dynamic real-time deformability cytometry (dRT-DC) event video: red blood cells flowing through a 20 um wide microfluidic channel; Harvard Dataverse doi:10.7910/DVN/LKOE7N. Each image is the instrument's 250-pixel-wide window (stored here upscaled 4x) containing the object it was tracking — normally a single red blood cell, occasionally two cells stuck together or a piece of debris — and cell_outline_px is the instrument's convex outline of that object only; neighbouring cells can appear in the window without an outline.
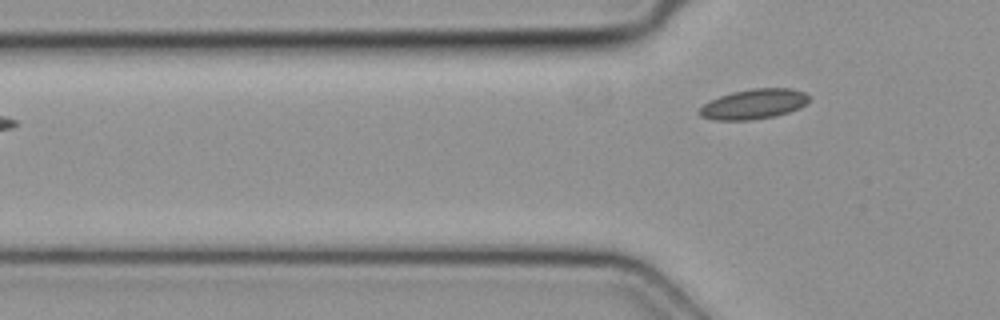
{"species": "common noctule bat (a hibernating species)", "species_latin": "Nyctalus noctula", "temperature_condition": "cold", "stored_images_in_passage": 3, "camera_frame_rate_fps": 3000, "um_per_image_px": 0.085, "animal": {"sex": "female", "body_mass_g": 19.3, "forearm_length_mm": 54.1}, "frame": {"image": 1, "passage_image": 3, "time_ms": 0.667, "image_size_px": [1000, 320], "cell_outline_px": [[812, 100], [800, 108], [776, 116], [752, 120], [716, 120], [700, 116], [696, 112], [704, 104], [720, 96], [732, 92], [752, 88], [792, 88], [804, 92], [812, 96]], "centroid_in_image_um": [64.13, 8.84], "position_along_channel_um": 61.7, "area_um2": 19.42}}